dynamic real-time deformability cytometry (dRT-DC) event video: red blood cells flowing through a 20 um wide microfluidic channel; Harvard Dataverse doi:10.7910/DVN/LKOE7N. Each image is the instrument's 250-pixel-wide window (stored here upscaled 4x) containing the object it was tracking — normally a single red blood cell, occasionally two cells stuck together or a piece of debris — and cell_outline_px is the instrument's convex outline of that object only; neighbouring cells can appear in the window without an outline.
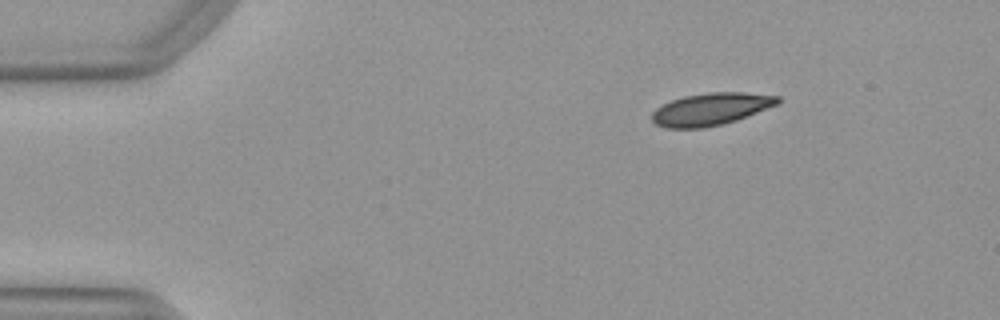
{"species": "Egyptian fruit bat (a non-hibernating species)", "species_latin": "Rousettus aegyptiacus", "temperature_condition": "warm", "stored_images_in_passage": 52, "camera_frame_rate_fps": 3000, "um_per_image_px": 0.085, "animal": {"sex": "female"}, "frame": {"image": 1, "passage_image": 8, "time_ms": 2.333, "image_size_px": [1000, 320], "cell_outline_px": [[780, 104], [736, 120], [724, 124], [704, 128], [664, 128], [656, 124], [652, 120], [652, 112], [656, 108], [672, 100], [684, 96], [708, 92], [744, 92], [780, 96]], "centroid_in_image_um": [60.45, 9.27], "position_along_channel_um": 24.6, "area_um2": 23.81}}
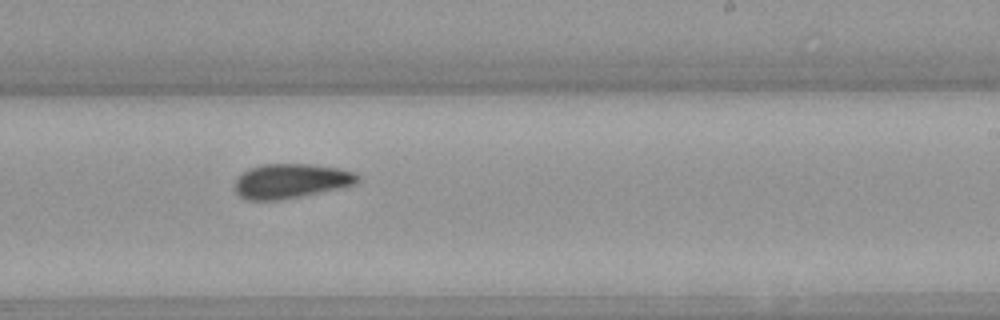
{"frame": {"image": 2, "passage_image": 32, "time_ms": 10.333, "image_size_px": [1000, 320], "cell_outline_px": [[360, 180], [356, 184], [340, 188], [284, 200], [244, 200], [236, 192], [236, 180], [248, 168], [264, 164], [312, 164], [336, 168], [356, 172], [360, 176]], "centroid_in_image_um": [24.76, 15.39], "position_along_channel_um": 264.2, "area_um2": 24.85}}
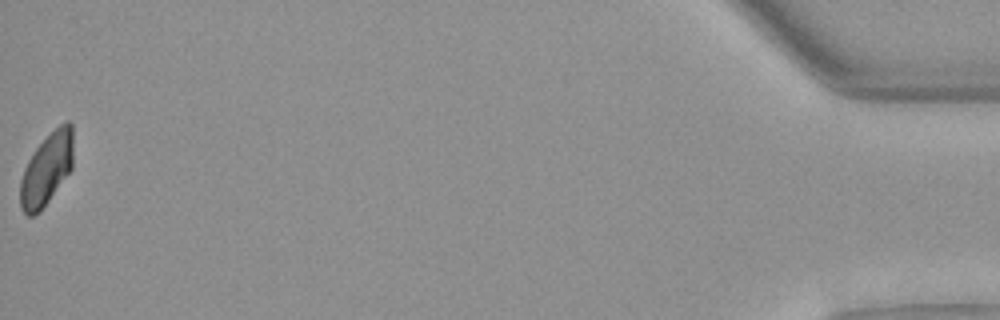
{"frame": {"image": 3, "passage_image": 52, "time_ms": 17.0, "image_size_px": [1000, 320], "cell_outline_px": [[72, 168], [40, 212], [32, 216], [28, 216], [20, 208], [20, 180], [24, 168], [28, 160], [36, 148], [60, 124], [68, 120], [72, 124]], "centroid_in_image_um": [3.95, 14.41], "position_along_channel_um": 431.3, "area_um2": 21.96}, "authors_computed_cell_mechanics": {"area_um2": 23.9581, "velocity_mm_per_s": 3.9809, "shape_relaxation_time_tau1_ms": 7.8577, "shape_relaxation_time_tau2_ms": 2.2836, "deformation_change_tau1": 0.1613, "deformation_change_tau2": 0.0553}}